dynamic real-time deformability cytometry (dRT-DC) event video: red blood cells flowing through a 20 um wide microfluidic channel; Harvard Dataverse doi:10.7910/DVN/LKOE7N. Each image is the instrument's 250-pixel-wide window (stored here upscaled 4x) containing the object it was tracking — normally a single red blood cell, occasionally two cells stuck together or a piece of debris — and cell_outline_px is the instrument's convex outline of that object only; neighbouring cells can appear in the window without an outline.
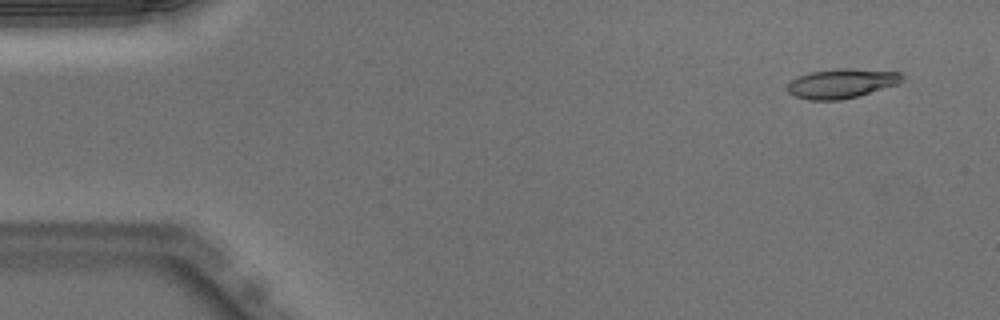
{"species": "Egyptian fruit bat (a non-hibernating species)", "species_latin": "Rousettus aegyptiacus", "temperature_condition": "warm", "stored_images_in_passage": 50, "camera_frame_rate_fps": 3000, "um_per_image_px": 0.085, "animal": {"sex": "male"}, "frame": {"image": 1, "passage_image": 3, "time_ms": 0.667, "image_size_px": [1000, 320], "cell_outline_px": [[904, 76], [896, 84], [856, 96], [840, 100], [808, 100], [796, 96], [788, 92], [788, 84], [792, 80], [800, 76], [812, 72], [836, 68], [848, 68], [900, 72]], "centroid_in_image_um": [71.51, 7.09], "position_along_channel_um": 13.5, "area_um2": 19.25}}
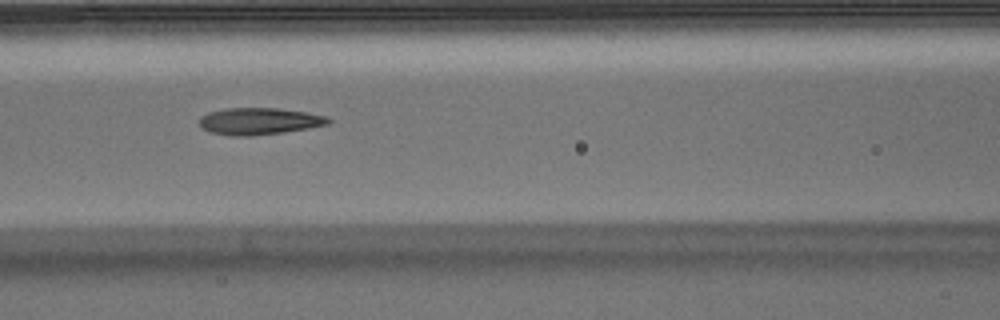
{"frame": {"image": 2, "passage_image": 21, "time_ms": 6.667, "image_size_px": [1000, 320], "cell_outline_px": [[332, 120], [328, 124], [308, 128], [252, 136], [232, 136], [208, 132], [200, 128], [200, 116], [208, 112], [224, 108], [280, 108], [304, 112], [324, 116]], "centroid_in_image_um": [21.95, 10.3], "position_along_channel_um": 144.6, "area_um2": 20.17}}
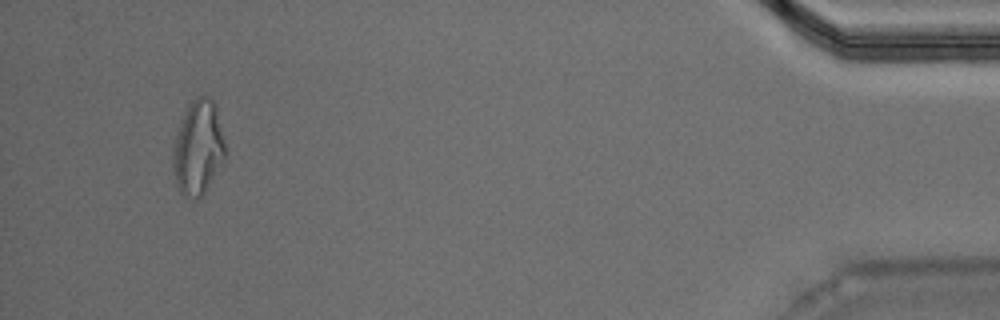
{"frame": {"image": 3, "passage_image": 47, "time_ms": 15.333, "image_size_px": [1000, 320], "cell_outline_px": [[228, 152], [224, 160], [204, 192], [196, 200], [184, 196], [180, 192], [176, 184], [172, 172], [172, 148], [180, 124], [188, 104], [196, 96], [208, 96], [216, 104]], "centroid_in_image_um": [16.85, 12.55], "position_along_channel_um": 418.4, "area_um2": 29.19}, "authors_computed_cell_mechanics": {"area_um2": 20.2589, "velocity_mm_per_s": 4.0031, "shape_relaxation_time_tau1_ms": 8.9331, "shape_relaxation_time_tau2_ms": 2.5248, "deformation_change_tau1": 0.2713, "deformation_change_tau2": 0.1173}}